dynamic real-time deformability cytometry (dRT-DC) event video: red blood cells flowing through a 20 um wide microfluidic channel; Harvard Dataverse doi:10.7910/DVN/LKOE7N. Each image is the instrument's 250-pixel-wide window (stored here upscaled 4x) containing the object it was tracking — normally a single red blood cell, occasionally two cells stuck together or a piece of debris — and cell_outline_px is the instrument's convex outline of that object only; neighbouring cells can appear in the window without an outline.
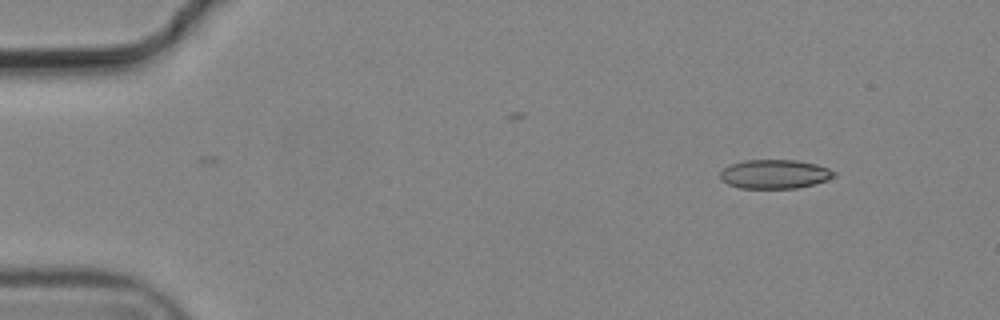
{"species": "common noctule bat (a hibernating species)", "species_latin": "Nyctalus noctula", "temperature_condition": "cold", "stored_images_in_passage": 4, "camera_frame_rate_fps": 3000, "um_per_image_px": 0.085, "animal": {"sex": "male", "body_mass_g": 19.2, "forearm_length_mm": 51.8}, "frame": {"image": 1, "passage_image": 1, "time_ms": 0.0, "image_size_px": [1000, 320], "cell_outline_px": [[836, 176], [828, 180], [816, 184], [796, 188], [740, 188], [728, 184], [720, 180], [720, 172], [724, 168], [732, 164], [744, 160], [796, 160], [816, 164], [828, 168], [836, 172]], "centroid_in_image_um": [65.87, 14.8], "position_along_channel_um": 19.1, "area_um2": 19.36}}
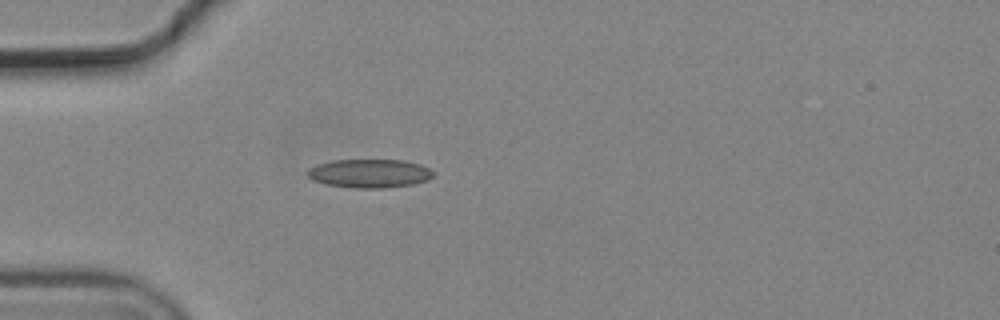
{"frame": {"image": 2, "passage_image": 4, "time_ms": 1.0, "image_size_px": [1000, 320], "cell_outline_px": [[432, 176], [428, 180], [412, 184], [384, 188], [356, 188], [328, 184], [312, 180], [308, 176], [308, 172], [316, 164], [332, 160], [404, 160], [420, 164], [428, 168], [432, 172]], "centroid_in_image_um": [31.42, 14.73], "position_along_channel_um": 53.6, "area_um2": 20.75}}